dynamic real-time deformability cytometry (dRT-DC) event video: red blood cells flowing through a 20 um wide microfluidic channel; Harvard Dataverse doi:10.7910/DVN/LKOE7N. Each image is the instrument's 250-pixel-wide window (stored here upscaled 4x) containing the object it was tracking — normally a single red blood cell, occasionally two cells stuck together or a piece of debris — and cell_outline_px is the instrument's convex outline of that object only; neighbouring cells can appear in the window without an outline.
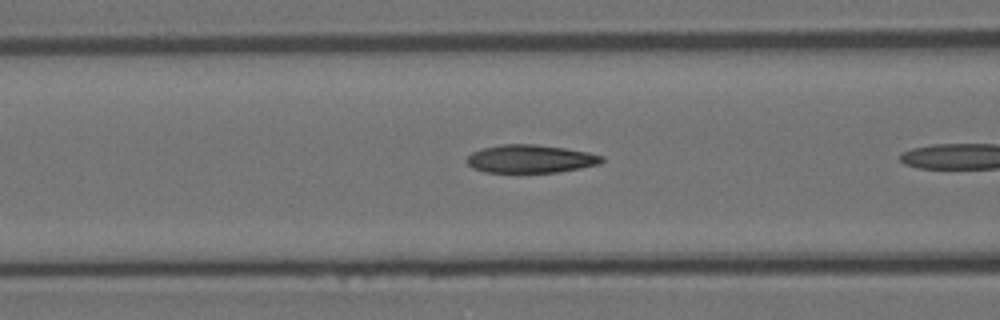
{"species": "Egyptian fruit bat (a non-hibernating species)", "species_latin": "Rousettus aegyptiacus", "temperature_condition": "room temperature", "stored_images_in_passage": 7, "camera_frame_rate_fps": 3000, "um_per_image_px": 0.085, "animal": {"sex": "female"}, "frame": {"image": 1, "passage_image": 6, "time_ms": 1.667, "image_size_px": [1000, 320], "cell_outline_px": [[604, 160], [600, 164], [560, 172], [484, 172], [472, 168], [468, 164], [468, 156], [472, 152], [480, 148], [500, 144], [536, 144], [564, 148], [588, 152], [604, 156]], "centroid_in_image_um": [45.09, 13.5], "position_along_channel_um": 121.5, "area_um2": 22.2}}